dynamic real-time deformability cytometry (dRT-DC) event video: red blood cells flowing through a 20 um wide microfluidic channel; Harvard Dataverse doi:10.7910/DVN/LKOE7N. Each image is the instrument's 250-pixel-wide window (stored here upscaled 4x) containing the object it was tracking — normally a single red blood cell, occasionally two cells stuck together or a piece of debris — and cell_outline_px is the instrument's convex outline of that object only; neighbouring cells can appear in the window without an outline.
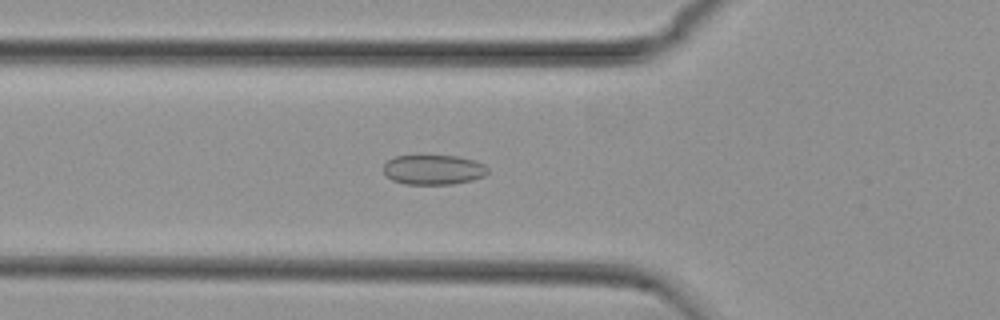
{"species": "common noctule bat (a hibernating species)", "species_latin": "Nyctalus noctula", "temperature_condition": "cold", "stored_images_in_passage": 53, "camera_frame_rate_fps": 3000, "um_per_image_px": 0.085, "animal": {"sex": "female", "body_mass_g": 29.2, "forearm_length_mm": 56.3}, "frame": {"image": 1, "passage_image": 18, "time_ms": 5.667, "image_size_px": [1000, 320], "cell_outline_px": [[488, 172], [484, 176], [472, 180], [452, 184], [404, 184], [392, 180], [384, 172], [384, 164], [388, 160], [396, 156], [460, 156], [476, 160], [484, 164], [488, 168]], "centroid_in_image_um": [36.87, 14.42], "position_along_channel_um": 88.9, "area_um2": 18.15}}
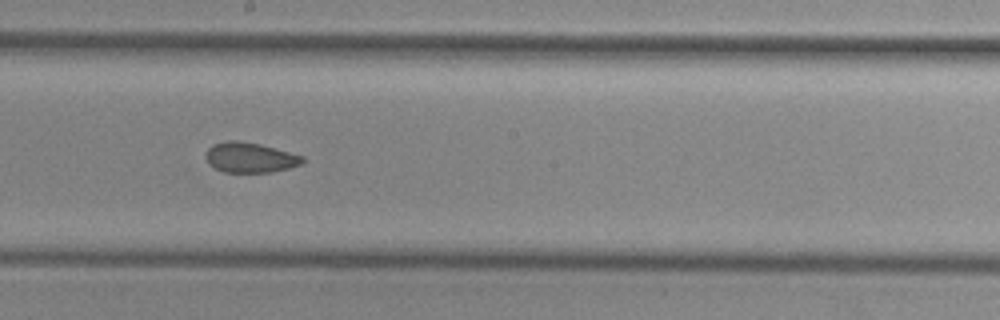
{"frame": {"image": 2, "passage_image": 29, "time_ms": 9.333, "image_size_px": [1000, 320], "cell_outline_px": [[304, 160], [300, 164], [288, 168], [272, 172], [224, 172], [208, 164], [204, 156], [208, 148], [212, 144], [228, 140], [236, 140], [260, 144], [304, 156]], "centroid_in_image_um": [21.21, 13.38], "position_along_channel_um": 227.0, "area_um2": 16.99}}
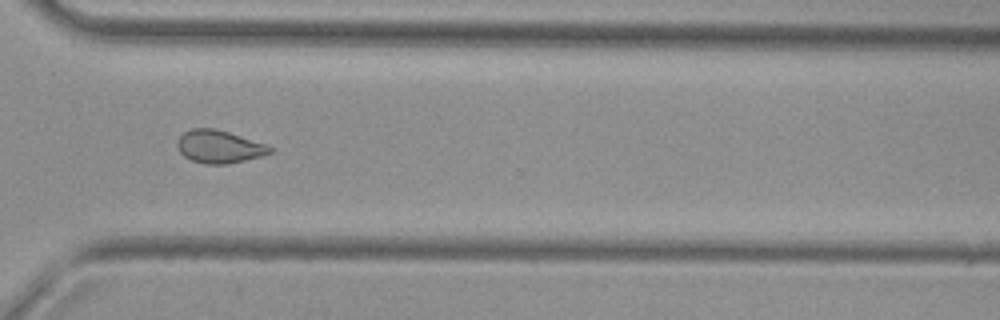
{"frame": {"image": 3, "passage_image": 39, "time_ms": 12.667, "image_size_px": [1000, 320], "cell_outline_px": [[272, 152], [260, 156], [228, 164], [204, 164], [192, 160], [184, 156], [180, 152], [176, 144], [180, 136], [184, 132], [192, 128], [216, 128], [264, 144], [272, 148]], "centroid_in_image_um": [18.58, 12.47], "position_along_channel_um": 352.0, "area_um2": 17.46}, "authors_computed_cell_mechanics": {"area_um2": 18.1492, "velocity_mm_per_s": 3.7457, "shape_relaxation_time_tau1_ms": null, "shape_relaxation_time_tau2_ms": 2.609, "deformation_change_tau1": null, "deformation_change_tau2": 0.0717}}